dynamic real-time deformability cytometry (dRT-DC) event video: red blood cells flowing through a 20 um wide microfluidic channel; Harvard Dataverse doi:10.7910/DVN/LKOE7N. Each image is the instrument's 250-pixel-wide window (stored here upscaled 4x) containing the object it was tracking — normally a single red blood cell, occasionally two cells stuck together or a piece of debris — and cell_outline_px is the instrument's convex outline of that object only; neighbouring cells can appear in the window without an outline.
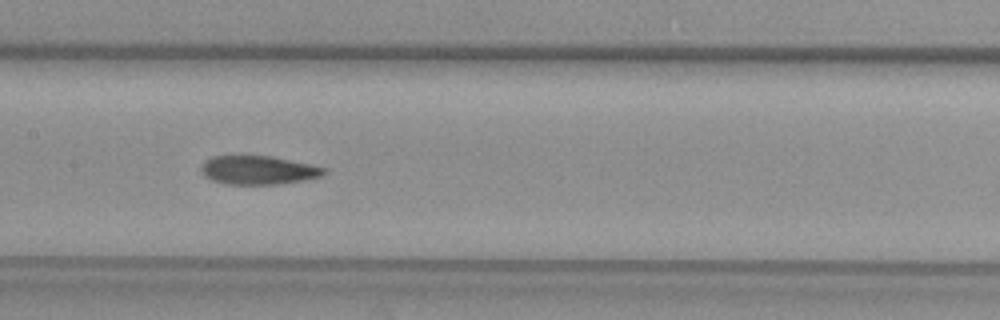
{"species": "common noctule bat (a hibernating species)", "species_latin": "Nyctalus noctula", "temperature_condition": "warm", "stored_images_in_passage": 29, "camera_frame_rate_fps": 3000, "um_per_image_px": 0.085, "animal": {"sex": "female", "body_mass_g": 29.2, "forearm_length_mm": 56.3}, "frame": {"image": 1, "passage_image": 13, "time_ms": 4.0, "image_size_px": [1000, 320], "cell_outline_px": [[328, 172], [320, 176], [304, 180], [276, 184], [224, 184], [212, 180], [204, 176], [200, 172], [200, 168], [204, 160], [212, 156], [272, 156], [312, 164], [328, 168]], "centroid_in_image_um": [21.95, 14.45], "position_along_channel_um": 185.5, "area_um2": 20.75}}